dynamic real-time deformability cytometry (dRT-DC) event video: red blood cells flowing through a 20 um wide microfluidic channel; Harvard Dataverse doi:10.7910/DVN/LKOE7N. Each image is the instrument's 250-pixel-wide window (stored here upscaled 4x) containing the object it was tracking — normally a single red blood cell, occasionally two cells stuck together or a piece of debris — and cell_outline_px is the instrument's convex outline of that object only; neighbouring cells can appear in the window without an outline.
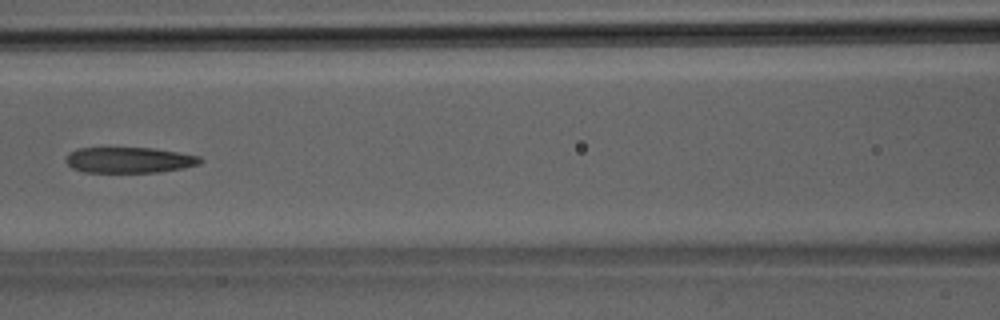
{"species": "Egyptian fruit bat (a non-hibernating species)", "species_latin": "Rousettus aegyptiacus", "temperature_condition": "room temperature", "stored_images_in_passage": 39, "camera_frame_rate_fps": 3000, "um_per_image_px": 0.085, "animal": {"sex": "male"}, "frame": {"image": 1, "passage_image": 17, "time_ms": 5.333, "image_size_px": [1000, 320], "cell_outline_px": [[204, 160], [200, 164], [184, 168], [160, 172], [84, 172], [72, 168], [68, 164], [68, 152], [80, 148], [152, 148], [200, 156]], "centroid_in_image_um": [11.03, 13.61], "position_along_channel_um": 155.6, "area_um2": 20.06}}
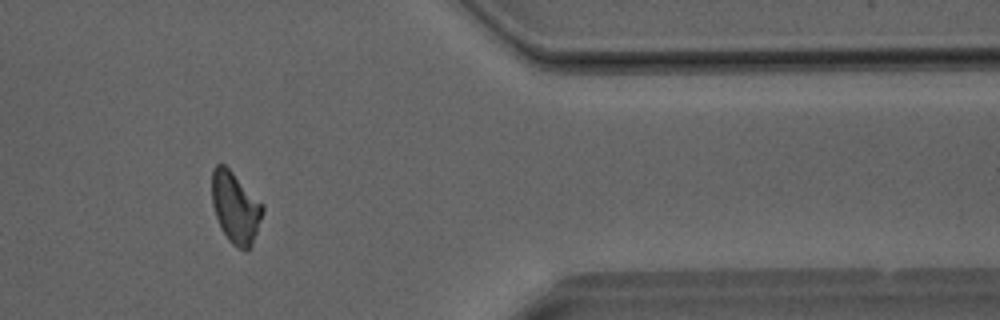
{"frame": {"image": 2, "passage_image": 32, "time_ms": 10.333, "image_size_px": [1000, 320], "cell_outline_px": [[264, 212], [252, 244], [248, 252], [232, 244], [228, 240], [216, 216], [212, 204], [212, 168], [216, 164], [224, 164], [264, 204]], "centroid_in_image_um": [20.03, 17.64], "position_along_channel_um": 391.4, "area_um2": 20.98}}
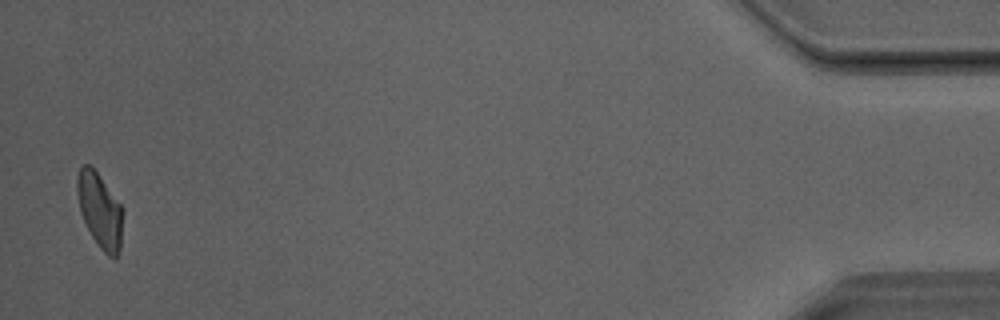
{"frame": {"image": 3, "passage_image": 38, "time_ms": 12.333, "image_size_px": [1000, 320], "cell_outline_px": [[124, 212], [120, 248], [116, 260], [108, 256], [100, 248], [92, 236], [80, 212], [76, 192], [76, 176], [80, 168], [84, 164], [88, 164], [96, 172], [120, 204]], "centroid_in_image_um": [8.49, 17.91], "position_along_channel_um": 426.7, "area_um2": 19.88}}